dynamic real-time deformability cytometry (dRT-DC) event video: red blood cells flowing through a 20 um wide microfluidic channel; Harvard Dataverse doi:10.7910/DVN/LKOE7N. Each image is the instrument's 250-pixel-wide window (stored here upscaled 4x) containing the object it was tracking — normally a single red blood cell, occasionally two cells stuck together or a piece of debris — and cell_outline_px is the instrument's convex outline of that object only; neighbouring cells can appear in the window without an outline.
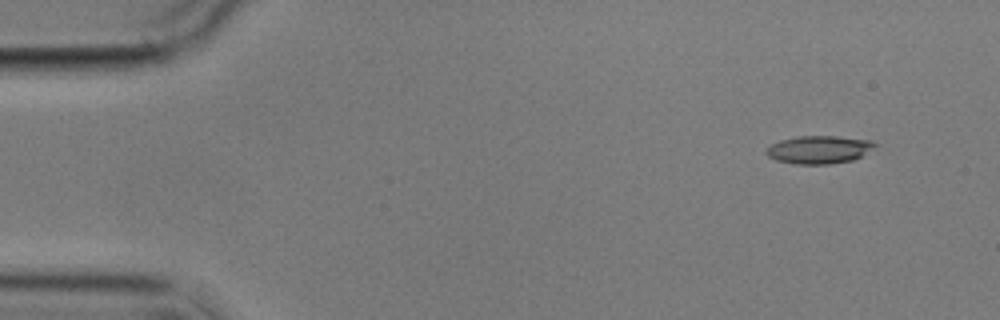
{"species": "common noctule bat (a hibernating species)", "species_latin": "Nyctalus noctula", "temperature_condition": "cold", "stored_images_in_passage": 6, "camera_frame_rate_fps": 3000, "um_per_image_px": 0.085, "animal": {"sex": "male", "body_mass_g": 17.9}, "frame": {"image": 1, "passage_image": 1, "time_ms": 0.0, "image_size_px": [1000, 320], "cell_outline_px": [[880, 144], [860, 156], [852, 160], [828, 164], [796, 164], [776, 160], [768, 156], [764, 152], [772, 144], [780, 140], [796, 136], [836, 136], [872, 140]], "centroid_in_image_um": [69.63, 12.71], "position_along_channel_um": 15.4, "area_um2": 17.69}}
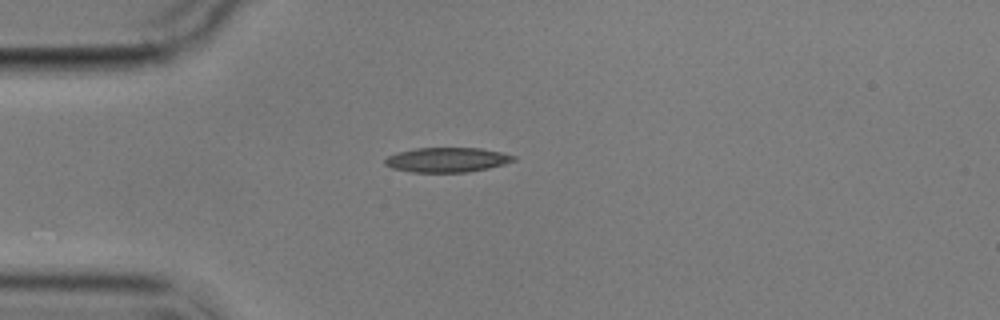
{"frame": {"image": 2, "passage_image": 4, "time_ms": 3.333, "image_size_px": [1000, 320], "cell_outline_px": [[516, 160], [504, 164], [488, 168], [468, 172], [412, 172], [392, 168], [384, 164], [384, 160], [388, 156], [396, 152], [412, 148], [480, 148], [500, 152], [516, 156]], "centroid_in_image_um": [37.97, 13.58], "position_along_channel_um": 47.0, "area_um2": 18.55}}
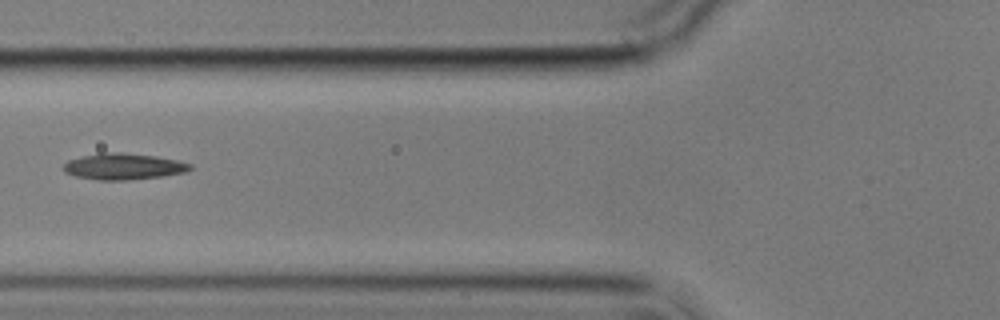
{"frame": {"image": 3, "passage_image": 6, "time_ms": 5.667, "image_size_px": [1000, 320], "cell_outline_px": [[192, 168], [184, 172], [164, 176], [128, 180], [96, 180], [76, 176], [64, 172], [64, 164], [68, 160], [100, 152], [124, 152], [156, 156], [176, 160], [192, 164]], "centroid_in_image_um": [10.49, 14.15], "position_along_channel_um": 115.3, "area_um2": 19.42}}